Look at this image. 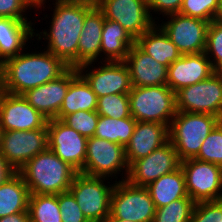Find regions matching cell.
Listing matches in <instances>:
<instances>
[{
	"label": "cell",
	"instance_id": "1",
	"mask_svg": "<svg viewBox=\"0 0 222 222\" xmlns=\"http://www.w3.org/2000/svg\"><path fill=\"white\" fill-rule=\"evenodd\" d=\"M42 51L21 52L7 59L3 63L2 91L23 95L30 89L57 79L69 68L51 52Z\"/></svg>",
	"mask_w": 222,
	"mask_h": 222
},
{
	"label": "cell",
	"instance_id": "2",
	"mask_svg": "<svg viewBox=\"0 0 222 222\" xmlns=\"http://www.w3.org/2000/svg\"><path fill=\"white\" fill-rule=\"evenodd\" d=\"M50 29L34 33L37 40L48 41L45 49L69 67H78V42L86 14L92 9L83 5L53 3ZM50 30V31H49ZM43 35V36H41Z\"/></svg>",
	"mask_w": 222,
	"mask_h": 222
},
{
	"label": "cell",
	"instance_id": "3",
	"mask_svg": "<svg viewBox=\"0 0 222 222\" xmlns=\"http://www.w3.org/2000/svg\"><path fill=\"white\" fill-rule=\"evenodd\" d=\"M18 173L30 194L58 195L69 191L78 172L48 148L31 158Z\"/></svg>",
	"mask_w": 222,
	"mask_h": 222
},
{
	"label": "cell",
	"instance_id": "4",
	"mask_svg": "<svg viewBox=\"0 0 222 222\" xmlns=\"http://www.w3.org/2000/svg\"><path fill=\"white\" fill-rule=\"evenodd\" d=\"M221 119L215 115L177 111L169 126V141L180 161L195 158Z\"/></svg>",
	"mask_w": 222,
	"mask_h": 222
},
{
	"label": "cell",
	"instance_id": "5",
	"mask_svg": "<svg viewBox=\"0 0 222 222\" xmlns=\"http://www.w3.org/2000/svg\"><path fill=\"white\" fill-rule=\"evenodd\" d=\"M128 95L130 113L134 120L170 126L177 111L175 92L168 85L132 86Z\"/></svg>",
	"mask_w": 222,
	"mask_h": 222
},
{
	"label": "cell",
	"instance_id": "6",
	"mask_svg": "<svg viewBox=\"0 0 222 222\" xmlns=\"http://www.w3.org/2000/svg\"><path fill=\"white\" fill-rule=\"evenodd\" d=\"M109 178L77 173L69 191L75 197L89 222H106L110 214V200L115 183H104Z\"/></svg>",
	"mask_w": 222,
	"mask_h": 222
},
{
	"label": "cell",
	"instance_id": "7",
	"mask_svg": "<svg viewBox=\"0 0 222 222\" xmlns=\"http://www.w3.org/2000/svg\"><path fill=\"white\" fill-rule=\"evenodd\" d=\"M156 212L149 191L144 186H135L127 180L115 181L110 200L108 218L132 222H152Z\"/></svg>",
	"mask_w": 222,
	"mask_h": 222
},
{
	"label": "cell",
	"instance_id": "8",
	"mask_svg": "<svg viewBox=\"0 0 222 222\" xmlns=\"http://www.w3.org/2000/svg\"><path fill=\"white\" fill-rule=\"evenodd\" d=\"M175 100L176 111L210 114L222 120V73L178 90Z\"/></svg>",
	"mask_w": 222,
	"mask_h": 222
},
{
	"label": "cell",
	"instance_id": "9",
	"mask_svg": "<svg viewBox=\"0 0 222 222\" xmlns=\"http://www.w3.org/2000/svg\"><path fill=\"white\" fill-rule=\"evenodd\" d=\"M125 170L124 172L122 170ZM122 171L121 181L127 179L129 165L125 157V147L95 136L88 138L86 148V159L81 173L118 179ZM126 172V173H125ZM118 174V175H117ZM117 175V176H116Z\"/></svg>",
	"mask_w": 222,
	"mask_h": 222
},
{
	"label": "cell",
	"instance_id": "10",
	"mask_svg": "<svg viewBox=\"0 0 222 222\" xmlns=\"http://www.w3.org/2000/svg\"><path fill=\"white\" fill-rule=\"evenodd\" d=\"M185 175L186 192L195 202L222 200V167L195 158L180 162Z\"/></svg>",
	"mask_w": 222,
	"mask_h": 222
},
{
	"label": "cell",
	"instance_id": "11",
	"mask_svg": "<svg viewBox=\"0 0 222 222\" xmlns=\"http://www.w3.org/2000/svg\"><path fill=\"white\" fill-rule=\"evenodd\" d=\"M99 63L102 65L98 68L92 65L93 62L77 67L78 73L98 98L109 94H128L131 91L130 72L124 61H105V63L100 61ZM93 67L94 69H91Z\"/></svg>",
	"mask_w": 222,
	"mask_h": 222
},
{
	"label": "cell",
	"instance_id": "12",
	"mask_svg": "<svg viewBox=\"0 0 222 222\" xmlns=\"http://www.w3.org/2000/svg\"><path fill=\"white\" fill-rule=\"evenodd\" d=\"M166 17L168 21L162 22L163 24L158 23V26L176 45L182 55L205 51L207 30L210 22L179 13Z\"/></svg>",
	"mask_w": 222,
	"mask_h": 222
},
{
	"label": "cell",
	"instance_id": "13",
	"mask_svg": "<svg viewBox=\"0 0 222 222\" xmlns=\"http://www.w3.org/2000/svg\"><path fill=\"white\" fill-rule=\"evenodd\" d=\"M48 128L5 131L0 152L18 172L31 158L48 149Z\"/></svg>",
	"mask_w": 222,
	"mask_h": 222
},
{
	"label": "cell",
	"instance_id": "14",
	"mask_svg": "<svg viewBox=\"0 0 222 222\" xmlns=\"http://www.w3.org/2000/svg\"><path fill=\"white\" fill-rule=\"evenodd\" d=\"M104 18L118 22L134 40L157 22L151 17L147 0H100Z\"/></svg>",
	"mask_w": 222,
	"mask_h": 222
},
{
	"label": "cell",
	"instance_id": "15",
	"mask_svg": "<svg viewBox=\"0 0 222 222\" xmlns=\"http://www.w3.org/2000/svg\"><path fill=\"white\" fill-rule=\"evenodd\" d=\"M48 148L78 173L84 168L87 140L85 136L64 124L60 119L47 121Z\"/></svg>",
	"mask_w": 222,
	"mask_h": 222
},
{
	"label": "cell",
	"instance_id": "16",
	"mask_svg": "<svg viewBox=\"0 0 222 222\" xmlns=\"http://www.w3.org/2000/svg\"><path fill=\"white\" fill-rule=\"evenodd\" d=\"M180 162L174 146L168 141L148 156L134 161L129 166L126 180L132 185L146 187L162 175L174 172Z\"/></svg>",
	"mask_w": 222,
	"mask_h": 222
},
{
	"label": "cell",
	"instance_id": "17",
	"mask_svg": "<svg viewBox=\"0 0 222 222\" xmlns=\"http://www.w3.org/2000/svg\"><path fill=\"white\" fill-rule=\"evenodd\" d=\"M47 121L22 95L0 91V123L4 132L36 130Z\"/></svg>",
	"mask_w": 222,
	"mask_h": 222
},
{
	"label": "cell",
	"instance_id": "18",
	"mask_svg": "<svg viewBox=\"0 0 222 222\" xmlns=\"http://www.w3.org/2000/svg\"><path fill=\"white\" fill-rule=\"evenodd\" d=\"M77 74V68L69 67L57 79L30 89L22 96L47 120L58 119V113L69 89V83Z\"/></svg>",
	"mask_w": 222,
	"mask_h": 222
},
{
	"label": "cell",
	"instance_id": "19",
	"mask_svg": "<svg viewBox=\"0 0 222 222\" xmlns=\"http://www.w3.org/2000/svg\"><path fill=\"white\" fill-rule=\"evenodd\" d=\"M215 73L210 59L204 52L182 55L171 63L167 72V85L178 90L203 81Z\"/></svg>",
	"mask_w": 222,
	"mask_h": 222
},
{
	"label": "cell",
	"instance_id": "20",
	"mask_svg": "<svg viewBox=\"0 0 222 222\" xmlns=\"http://www.w3.org/2000/svg\"><path fill=\"white\" fill-rule=\"evenodd\" d=\"M169 141V127L157 122L137 121L130 142L125 147V157L130 166L134 161L148 156Z\"/></svg>",
	"mask_w": 222,
	"mask_h": 222
},
{
	"label": "cell",
	"instance_id": "21",
	"mask_svg": "<svg viewBox=\"0 0 222 222\" xmlns=\"http://www.w3.org/2000/svg\"><path fill=\"white\" fill-rule=\"evenodd\" d=\"M124 62L129 68L132 86L150 87L167 85L168 67L157 62L136 44L129 49Z\"/></svg>",
	"mask_w": 222,
	"mask_h": 222
},
{
	"label": "cell",
	"instance_id": "22",
	"mask_svg": "<svg viewBox=\"0 0 222 222\" xmlns=\"http://www.w3.org/2000/svg\"><path fill=\"white\" fill-rule=\"evenodd\" d=\"M32 25V21L0 17V60L3 63L27 49L25 45L35 33Z\"/></svg>",
	"mask_w": 222,
	"mask_h": 222
},
{
	"label": "cell",
	"instance_id": "23",
	"mask_svg": "<svg viewBox=\"0 0 222 222\" xmlns=\"http://www.w3.org/2000/svg\"><path fill=\"white\" fill-rule=\"evenodd\" d=\"M104 21L103 12L98 7L86 14L78 42V66L99 60Z\"/></svg>",
	"mask_w": 222,
	"mask_h": 222
},
{
	"label": "cell",
	"instance_id": "24",
	"mask_svg": "<svg viewBox=\"0 0 222 222\" xmlns=\"http://www.w3.org/2000/svg\"><path fill=\"white\" fill-rule=\"evenodd\" d=\"M135 44L160 64L169 67L182 54L157 23L135 40Z\"/></svg>",
	"mask_w": 222,
	"mask_h": 222
},
{
	"label": "cell",
	"instance_id": "25",
	"mask_svg": "<svg viewBox=\"0 0 222 222\" xmlns=\"http://www.w3.org/2000/svg\"><path fill=\"white\" fill-rule=\"evenodd\" d=\"M135 44L132 36L118 23L105 19L101 37V60L125 61L129 49ZM104 60V61H103Z\"/></svg>",
	"mask_w": 222,
	"mask_h": 222
},
{
	"label": "cell",
	"instance_id": "26",
	"mask_svg": "<svg viewBox=\"0 0 222 222\" xmlns=\"http://www.w3.org/2000/svg\"><path fill=\"white\" fill-rule=\"evenodd\" d=\"M156 208L184 197H189L186 192L185 175L181 166L174 172L162 175L157 180L146 186Z\"/></svg>",
	"mask_w": 222,
	"mask_h": 222
},
{
	"label": "cell",
	"instance_id": "27",
	"mask_svg": "<svg viewBox=\"0 0 222 222\" xmlns=\"http://www.w3.org/2000/svg\"><path fill=\"white\" fill-rule=\"evenodd\" d=\"M98 97L78 73L69 83V89L58 113V119L77 111H96Z\"/></svg>",
	"mask_w": 222,
	"mask_h": 222
},
{
	"label": "cell",
	"instance_id": "28",
	"mask_svg": "<svg viewBox=\"0 0 222 222\" xmlns=\"http://www.w3.org/2000/svg\"><path fill=\"white\" fill-rule=\"evenodd\" d=\"M29 197V188L23 177L17 172L0 186V218L19 212H26Z\"/></svg>",
	"mask_w": 222,
	"mask_h": 222
},
{
	"label": "cell",
	"instance_id": "29",
	"mask_svg": "<svg viewBox=\"0 0 222 222\" xmlns=\"http://www.w3.org/2000/svg\"><path fill=\"white\" fill-rule=\"evenodd\" d=\"M136 123L137 121L132 116L123 119L99 116L94 136L126 147L130 142Z\"/></svg>",
	"mask_w": 222,
	"mask_h": 222
},
{
	"label": "cell",
	"instance_id": "30",
	"mask_svg": "<svg viewBox=\"0 0 222 222\" xmlns=\"http://www.w3.org/2000/svg\"><path fill=\"white\" fill-rule=\"evenodd\" d=\"M30 222H62L58 195L30 194Z\"/></svg>",
	"mask_w": 222,
	"mask_h": 222
},
{
	"label": "cell",
	"instance_id": "31",
	"mask_svg": "<svg viewBox=\"0 0 222 222\" xmlns=\"http://www.w3.org/2000/svg\"><path fill=\"white\" fill-rule=\"evenodd\" d=\"M195 202L190 197L156 208L152 222H190Z\"/></svg>",
	"mask_w": 222,
	"mask_h": 222
},
{
	"label": "cell",
	"instance_id": "32",
	"mask_svg": "<svg viewBox=\"0 0 222 222\" xmlns=\"http://www.w3.org/2000/svg\"><path fill=\"white\" fill-rule=\"evenodd\" d=\"M99 116L123 119L131 117L128 94H109L98 98Z\"/></svg>",
	"mask_w": 222,
	"mask_h": 222
},
{
	"label": "cell",
	"instance_id": "33",
	"mask_svg": "<svg viewBox=\"0 0 222 222\" xmlns=\"http://www.w3.org/2000/svg\"><path fill=\"white\" fill-rule=\"evenodd\" d=\"M195 159L222 167V120L206 137Z\"/></svg>",
	"mask_w": 222,
	"mask_h": 222
},
{
	"label": "cell",
	"instance_id": "34",
	"mask_svg": "<svg viewBox=\"0 0 222 222\" xmlns=\"http://www.w3.org/2000/svg\"><path fill=\"white\" fill-rule=\"evenodd\" d=\"M204 53L210 59L214 71L222 73V23L216 20L209 24Z\"/></svg>",
	"mask_w": 222,
	"mask_h": 222
},
{
	"label": "cell",
	"instance_id": "35",
	"mask_svg": "<svg viewBox=\"0 0 222 222\" xmlns=\"http://www.w3.org/2000/svg\"><path fill=\"white\" fill-rule=\"evenodd\" d=\"M219 5L220 0H183L179 14L212 22L218 13Z\"/></svg>",
	"mask_w": 222,
	"mask_h": 222
},
{
	"label": "cell",
	"instance_id": "36",
	"mask_svg": "<svg viewBox=\"0 0 222 222\" xmlns=\"http://www.w3.org/2000/svg\"><path fill=\"white\" fill-rule=\"evenodd\" d=\"M99 115L97 111H77L64 116L61 121L86 138L94 136Z\"/></svg>",
	"mask_w": 222,
	"mask_h": 222
},
{
	"label": "cell",
	"instance_id": "37",
	"mask_svg": "<svg viewBox=\"0 0 222 222\" xmlns=\"http://www.w3.org/2000/svg\"><path fill=\"white\" fill-rule=\"evenodd\" d=\"M190 222H222V200L195 203Z\"/></svg>",
	"mask_w": 222,
	"mask_h": 222
},
{
	"label": "cell",
	"instance_id": "38",
	"mask_svg": "<svg viewBox=\"0 0 222 222\" xmlns=\"http://www.w3.org/2000/svg\"><path fill=\"white\" fill-rule=\"evenodd\" d=\"M58 204L62 222H89L70 191L58 194Z\"/></svg>",
	"mask_w": 222,
	"mask_h": 222
},
{
	"label": "cell",
	"instance_id": "39",
	"mask_svg": "<svg viewBox=\"0 0 222 222\" xmlns=\"http://www.w3.org/2000/svg\"><path fill=\"white\" fill-rule=\"evenodd\" d=\"M31 8L26 0H0V17L28 21L25 12H27L26 10H31Z\"/></svg>",
	"mask_w": 222,
	"mask_h": 222
},
{
	"label": "cell",
	"instance_id": "40",
	"mask_svg": "<svg viewBox=\"0 0 222 222\" xmlns=\"http://www.w3.org/2000/svg\"><path fill=\"white\" fill-rule=\"evenodd\" d=\"M148 1V8L151 14L152 19H155L152 16V11L154 13H158V15L162 14L163 16H168L171 14L179 13L183 0H147Z\"/></svg>",
	"mask_w": 222,
	"mask_h": 222
},
{
	"label": "cell",
	"instance_id": "41",
	"mask_svg": "<svg viewBox=\"0 0 222 222\" xmlns=\"http://www.w3.org/2000/svg\"><path fill=\"white\" fill-rule=\"evenodd\" d=\"M17 171L0 152V186L13 177Z\"/></svg>",
	"mask_w": 222,
	"mask_h": 222
},
{
	"label": "cell",
	"instance_id": "42",
	"mask_svg": "<svg viewBox=\"0 0 222 222\" xmlns=\"http://www.w3.org/2000/svg\"><path fill=\"white\" fill-rule=\"evenodd\" d=\"M0 222H30L29 211L2 217L0 218Z\"/></svg>",
	"mask_w": 222,
	"mask_h": 222
},
{
	"label": "cell",
	"instance_id": "43",
	"mask_svg": "<svg viewBox=\"0 0 222 222\" xmlns=\"http://www.w3.org/2000/svg\"><path fill=\"white\" fill-rule=\"evenodd\" d=\"M55 3L83 5L90 8H96L99 6L100 0H55Z\"/></svg>",
	"mask_w": 222,
	"mask_h": 222
},
{
	"label": "cell",
	"instance_id": "44",
	"mask_svg": "<svg viewBox=\"0 0 222 222\" xmlns=\"http://www.w3.org/2000/svg\"><path fill=\"white\" fill-rule=\"evenodd\" d=\"M26 1L29 3V5L32 7V9L33 8H36V9L42 8V6L44 9V5L46 2V0H26Z\"/></svg>",
	"mask_w": 222,
	"mask_h": 222
},
{
	"label": "cell",
	"instance_id": "45",
	"mask_svg": "<svg viewBox=\"0 0 222 222\" xmlns=\"http://www.w3.org/2000/svg\"><path fill=\"white\" fill-rule=\"evenodd\" d=\"M215 20L222 23V0H220L219 10L215 17Z\"/></svg>",
	"mask_w": 222,
	"mask_h": 222
},
{
	"label": "cell",
	"instance_id": "46",
	"mask_svg": "<svg viewBox=\"0 0 222 222\" xmlns=\"http://www.w3.org/2000/svg\"><path fill=\"white\" fill-rule=\"evenodd\" d=\"M3 84V62L0 60V91L2 90Z\"/></svg>",
	"mask_w": 222,
	"mask_h": 222
},
{
	"label": "cell",
	"instance_id": "47",
	"mask_svg": "<svg viewBox=\"0 0 222 222\" xmlns=\"http://www.w3.org/2000/svg\"><path fill=\"white\" fill-rule=\"evenodd\" d=\"M106 222H132V221L122 220L117 218H107Z\"/></svg>",
	"mask_w": 222,
	"mask_h": 222
},
{
	"label": "cell",
	"instance_id": "48",
	"mask_svg": "<svg viewBox=\"0 0 222 222\" xmlns=\"http://www.w3.org/2000/svg\"><path fill=\"white\" fill-rule=\"evenodd\" d=\"M3 133H4V130L2 129V126L0 123V145H1L2 137H3Z\"/></svg>",
	"mask_w": 222,
	"mask_h": 222
}]
</instances>
